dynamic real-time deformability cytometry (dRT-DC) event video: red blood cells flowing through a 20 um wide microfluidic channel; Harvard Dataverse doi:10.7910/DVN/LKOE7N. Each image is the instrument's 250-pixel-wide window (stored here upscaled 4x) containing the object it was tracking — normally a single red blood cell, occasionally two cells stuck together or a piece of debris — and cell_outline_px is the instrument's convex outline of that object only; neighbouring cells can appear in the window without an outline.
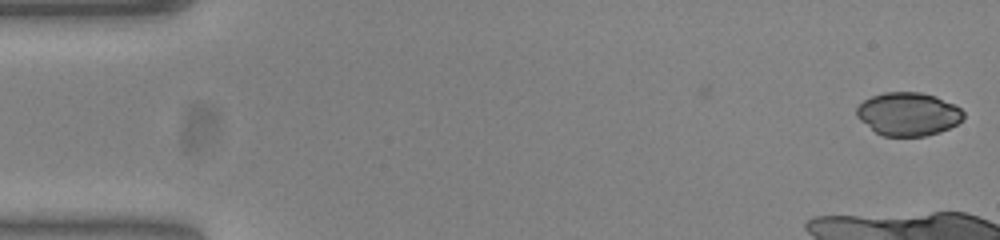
{"species": "common noctule bat (a hibernating species)", "species_latin": "Nyctalus noctula", "temperature_condition": "warm", "stored_images_in_passage": 7, "camera_frame_rate_fps": 3000, "um_per_image_px": 0.085, "animal": {"sex": "female", "body_mass_g": 23.0, "forearm_length_mm": 53.4}, "frame": {"image": 1, "passage_image": 1, "time_ms": 0.0, "image_size_px": [1000, 240], "cell_outline_px": [[964, 120], [940, 132], [924, 136], [884, 136], [876, 132], [860, 120], [856, 116], [856, 108], [864, 100], [872, 96], [884, 92], [920, 92], [936, 96], [956, 104], [964, 112]], "centroid_in_image_um": [77.22, 9.68], "position_along_channel_um": 7.8, "area_um2": 27.05}}